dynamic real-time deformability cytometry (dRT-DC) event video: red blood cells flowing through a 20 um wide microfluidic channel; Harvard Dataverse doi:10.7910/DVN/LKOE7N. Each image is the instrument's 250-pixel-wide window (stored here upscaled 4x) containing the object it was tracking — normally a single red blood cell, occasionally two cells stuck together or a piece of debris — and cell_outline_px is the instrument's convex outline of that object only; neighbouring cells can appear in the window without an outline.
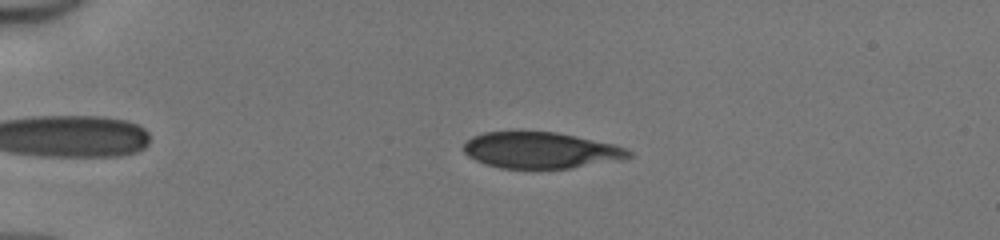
{"species": "human", "species_latin": "Homo sapiens", "temperature_condition": "cold", "stored_images_in_passage": 43, "camera_frame_rate_fps": 3000, "um_per_image_px": 0.085, "donor": {"sex": "male"}, "frame": {"image": 1, "passage_image": 6, "time_ms": 1.667, "image_size_px": [1000, 240], "cell_outline_px": [[632, 156], [620, 160], [568, 168], [500, 168], [484, 164], [468, 156], [464, 152], [464, 144], [472, 136], [484, 132], [556, 132], [616, 144], [628, 148], [632, 152]], "centroid_in_image_um": [45.99, 12.77], "position_along_channel_um": 39.0, "area_um2": 34.8}}
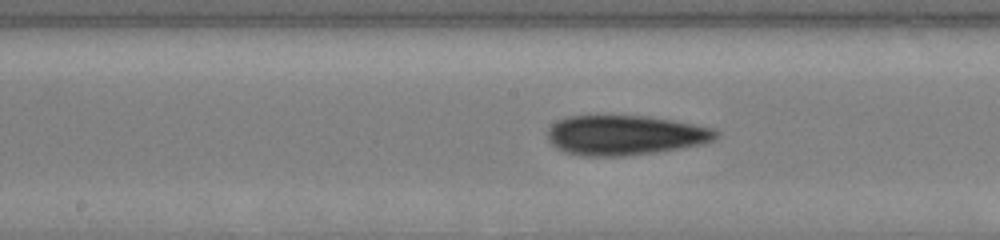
{"frame": {"image": 2, "passage_image": 21, "time_ms": 6.667, "image_size_px": [1000, 240], "cell_outline_px": [[720, 132], [712, 140], [704, 144], [656, 152], [620, 156], [588, 156], [564, 152], [556, 148], [548, 140], [548, 128], [556, 120], [568, 116], [648, 116], [692, 124], [712, 128]], "centroid_in_image_um": [53.09, 11.49], "position_along_channel_um": 195.1, "area_um2": 38.9}}
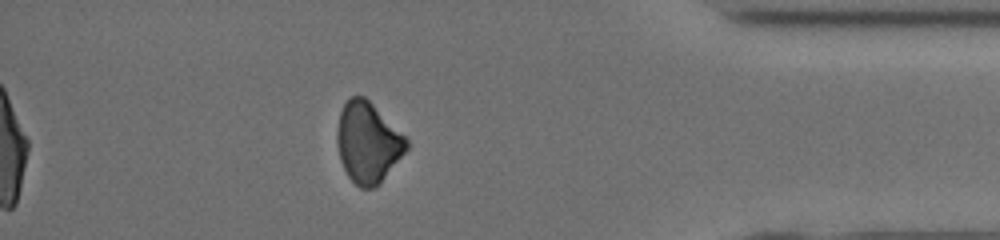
{"frame": {"image": 3, "passage_image": 38, "time_ms": 12.333, "image_size_px": [1000, 240], "cell_outline_px": [[408, 148], [380, 184], [372, 188], [360, 188], [348, 176], [340, 160], [336, 144], [336, 132], [340, 112], [348, 96], [364, 96], [408, 140]], "centroid_in_image_um": [31.24, 12.12], "position_along_channel_um": 404.0, "area_um2": 32.37}, "authors_computed_cell_mechanics": {"area_um2": 37.2232, "velocity_mm_per_s": 4.1866, "shape_relaxation_time_tau1_ms": 4.1113, "shape_relaxation_time_tau2_ms": null, "deformation_change_tau1": 0.101, "deformation_change_tau2": null}}